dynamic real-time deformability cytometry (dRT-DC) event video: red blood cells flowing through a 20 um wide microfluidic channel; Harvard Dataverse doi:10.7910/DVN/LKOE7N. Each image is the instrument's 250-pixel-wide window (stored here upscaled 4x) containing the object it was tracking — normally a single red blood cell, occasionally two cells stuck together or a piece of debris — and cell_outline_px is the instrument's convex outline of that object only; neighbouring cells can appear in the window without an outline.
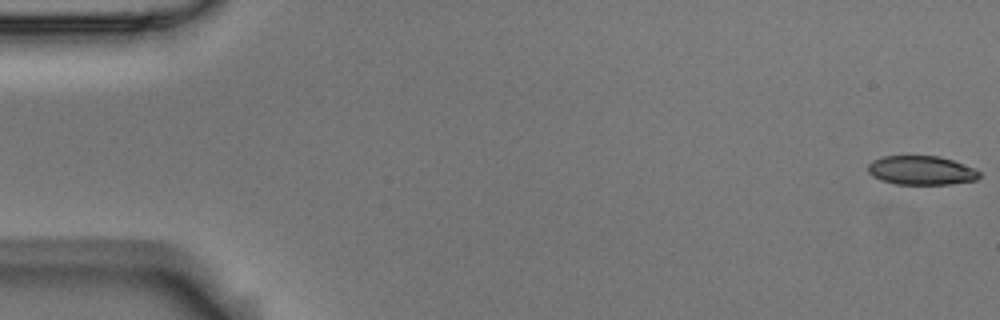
{"species": "Egyptian fruit bat (a non-hibernating species)", "species_latin": "Rousettus aegyptiacus", "temperature_condition": "room temperature", "stored_images_in_passage": 56, "camera_frame_rate_fps": 3000, "um_per_image_px": 0.085, "animal": {"sex": "male"}, "frame": {"image": 1, "passage_image": 1, "time_ms": 0.0, "image_size_px": [1000, 320], "cell_outline_px": [[980, 176], [976, 180], [952, 184], [896, 184], [880, 180], [872, 176], [868, 172], [868, 164], [872, 160], [884, 156], [940, 156], [952, 160], [972, 168], [980, 172]], "centroid_in_image_um": [78.28, 14.48], "position_along_channel_um": 6.7, "area_um2": 18.79}}
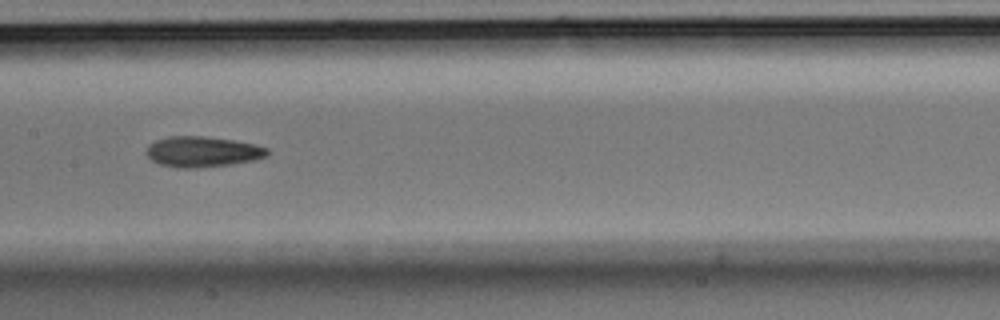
{"frame": {"image": 2, "passage_image": 28, "time_ms": 9.0, "image_size_px": [1000, 320], "cell_outline_px": [[268, 156], [256, 160], [228, 164], [196, 168], [176, 168], [160, 164], [152, 160], [148, 156], [148, 144], [156, 140], [168, 136], [204, 136], [236, 140], [256, 144], [268, 148]], "centroid_in_image_um": [17.24, 12.89], "position_along_channel_um": 190.2, "area_um2": 21.62}}
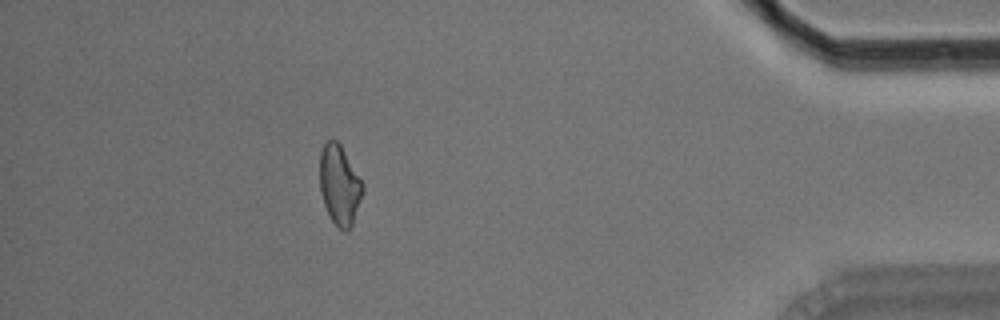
{"frame": {"image": 3, "passage_image": 50, "time_ms": 16.333, "image_size_px": [1000, 320], "cell_outline_px": [[364, 192], [352, 224], [348, 232], [344, 232], [332, 220], [324, 204], [320, 192], [320, 152], [324, 144], [328, 140], [336, 140], [340, 144], [364, 184]], "centroid_in_image_um": [28.87, 15.73], "position_along_channel_um": 406.3, "area_um2": 19.88}, "authors_computed_cell_mechanics": {"area_um2": 20.4901, "velocity_mm_per_s": 3.6195, "shape_relaxation_time_tau1_ms": 5.1245, "shape_relaxation_time_tau2_ms": 6.7881, "deformation_change_tau1": 0.1502, "deformation_change_tau2": 0.1513}}